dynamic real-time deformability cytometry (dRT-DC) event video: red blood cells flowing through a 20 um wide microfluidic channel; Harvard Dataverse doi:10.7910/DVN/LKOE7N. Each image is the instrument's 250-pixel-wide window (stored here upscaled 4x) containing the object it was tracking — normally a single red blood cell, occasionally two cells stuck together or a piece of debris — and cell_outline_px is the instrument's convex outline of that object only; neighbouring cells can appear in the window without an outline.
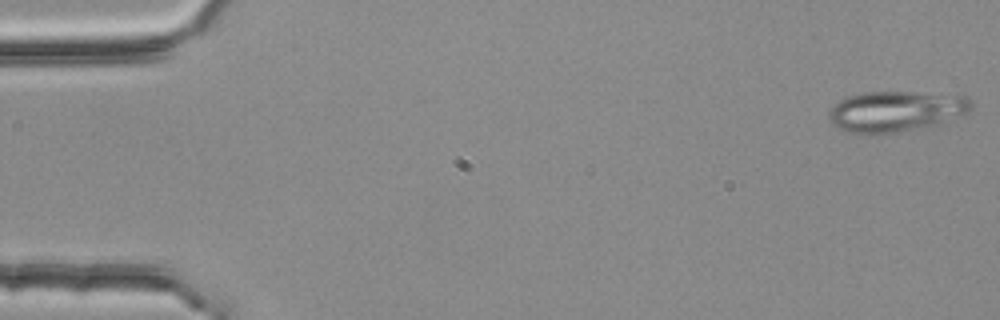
{"species": "common noctule bat (a hibernating species)", "species_latin": "Nyctalus noctula", "temperature_condition": "room temperature", "stored_images_in_passage": 4, "camera_frame_rate_fps": 3000, "um_per_image_px": 0.085, "animal": {"sex": "female", "body_mass_g": 25.1}, "frame": {"image": 1, "passage_image": 1, "time_ms": 0.0, "image_size_px": [1000, 320], "cell_outline_px": [[972, 108], [968, 112], [936, 124], [924, 128], [880, 136], [872, 136], [848, 132], [832, 124], [828, 116], [828, 112], [844, 96], [860, 92], [912, 92], [964, 96], [972, 100]], "centroid_in_image_um": [76.09, 9.49], "position_along_channel_um": 8.9, "area_um2": 34.28}}